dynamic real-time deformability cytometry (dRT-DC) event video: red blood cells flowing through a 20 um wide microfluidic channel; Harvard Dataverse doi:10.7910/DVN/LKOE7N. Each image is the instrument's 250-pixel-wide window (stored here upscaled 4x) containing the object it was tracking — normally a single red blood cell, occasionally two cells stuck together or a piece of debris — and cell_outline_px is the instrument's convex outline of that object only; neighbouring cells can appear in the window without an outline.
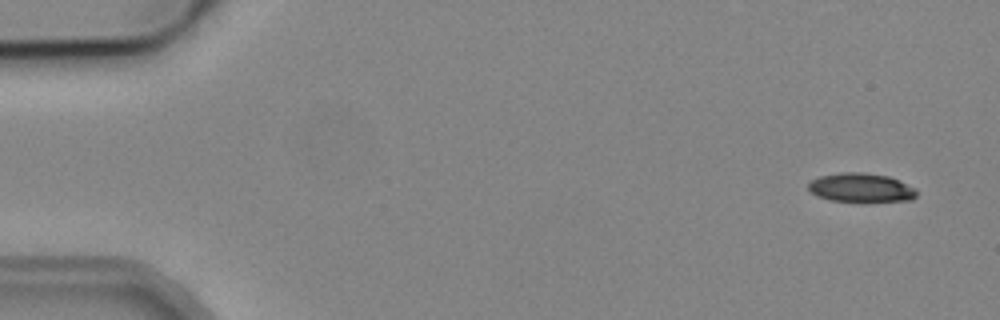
{"species": "common noctule bat (a hibernating species)", "species_latin": "Nyctalus noctula", "temperature_condition": "cold", "stored_images_in_passage": 5, "camera_frame_rate_fps": 3000, "um_per_image_px": 0.085, "animal": {"sex": "male", "body_mass_g": 19.2, "forearm_length_mm": 51.8}, "frame": {"image": 1, "passage_image": 1, "time_ms": 0.0, "image_size_px": [1000, 320], "cell_outline_px": [[916, 196], [912, 200], [832, 200], [816, 196], [808, 188], [808, 184], [812, 180], [820, 176], [840, 172], [864, 172], [888, 176], [916, 188]], "centroid_in_image_um": [73.17, 15.92], "position_along_channel_um": 11.8, "area_um2": 17.8}}